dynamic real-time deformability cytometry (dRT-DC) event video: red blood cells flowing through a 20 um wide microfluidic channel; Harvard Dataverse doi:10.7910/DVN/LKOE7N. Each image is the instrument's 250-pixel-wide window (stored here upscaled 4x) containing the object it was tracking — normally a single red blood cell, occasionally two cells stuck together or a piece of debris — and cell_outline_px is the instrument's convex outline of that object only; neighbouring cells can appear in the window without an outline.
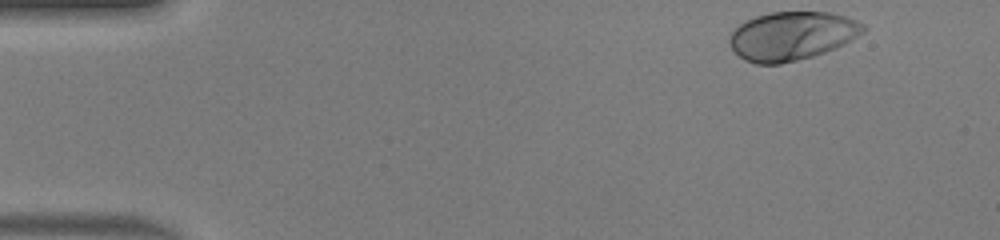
{"species": "human", "species_latin": "Homo sapiens", "temperature_condition": "warm", "stored_images_in_passage": 46, "camera_frame_rate_fps": 3000, "um_per_image_px": 0.085, "donor": {"sex": "male"}, "frame": {"image": 1, "passage_image": 1, "time_ms": 0.0, "image_size_px": [1000, 240], "cell_outline_px": [[868, 28], [864, 32], [844, 44], [824, 52], [812, 56], [780, 64], [756, 64], [744, 60], [728, 44], [728, 36], [744, 20], [768, 12], [828, 12], [844, 16], [856, 20], [864, 24]], "centroid_in_image_um": [67.29, 3.04], "position_along_channel_um": 17.7, "area_um2": 37.92}}
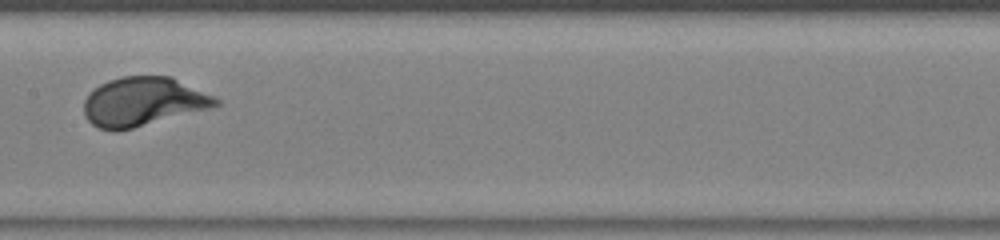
{"frame": {"image": 2, "passage_image": 22, "time_ms": 7.0, "image_size_px": [1000, 240], "cell_outline_px": [[220, 104], [212, 108], [116, 132], [112, 132], [100, 128], [92, 124], [88, 120], [84, 112], [84, 100], [88, 92], [100, 84], [108, 80], [120, 76], [172, 76], [216, 96], [220, 100]], "centroid_in_image_um": [12.18, 8.63], "position_along_channel_um": 195.2, "area_um2": 37.97}}
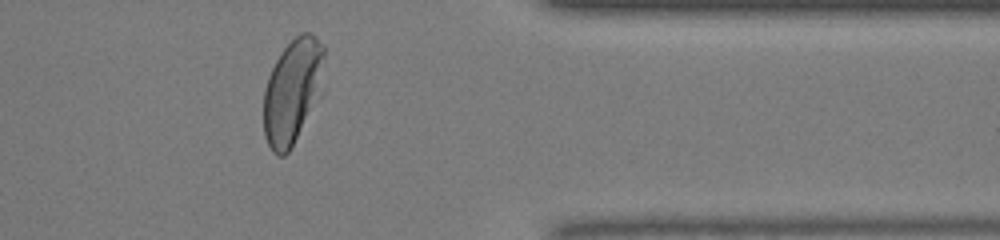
{"frame": {"image": 3, "passage_image": 37, "time_ms": 12.0, "image_size_px": [1000, 240], "cell_outline_px": [[324, 92], [288, 152], [284, 156], [276, 156], [272, 152], [264, 136], [264, 88], [268, 76], [280, 52], [300, 32], [312, 32], [324, 44]], "centroid_in_image_um": [24.91, 7.73], "position_along_channel_um": 386.5, "area_um2": 37.92}, "authors_computed_cell_mechanics": {"area_um2": 37.3677, "velocity_mm_per_s": 4.1178, "shape_relaxation_time_tau1_ms": 2.0559, "shape_relaxation_time_tau2_ms": null, "deformation_change_tau1": 0.1608, "deformation_change_tau2": null}}